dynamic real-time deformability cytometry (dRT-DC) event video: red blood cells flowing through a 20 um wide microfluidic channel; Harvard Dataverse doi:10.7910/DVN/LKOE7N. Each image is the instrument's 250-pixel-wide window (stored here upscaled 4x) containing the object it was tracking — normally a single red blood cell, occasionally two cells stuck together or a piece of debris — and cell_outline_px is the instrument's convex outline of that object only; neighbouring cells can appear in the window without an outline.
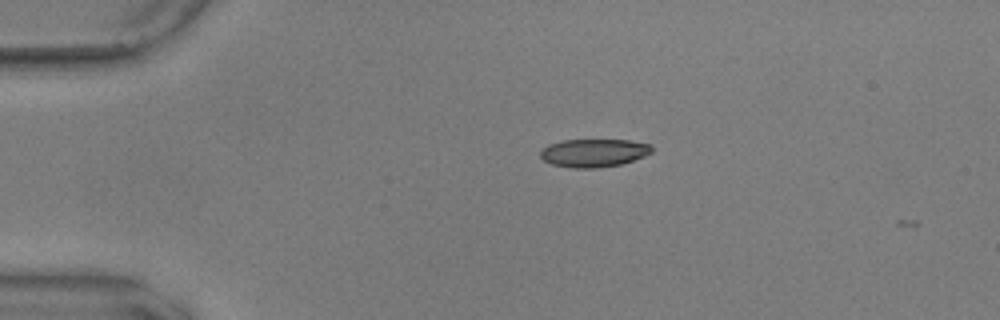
{"species": "common noctule bat (a hibernating species)", "species_latin": "Nyctalus noctula", "temperature_condition": "warm", "stored_images_in_passage": 2, "camera_frame_rate_fps": 3000, "um_per_image_px": 0.085, "animal": {"sex": "male", "body_mass_g": 17.9, "forearm_length_mm": 54.2}, "frame": {"image": 1, "passage_image": 1, "time_ms": 0.0, "image_size_px": [1000, 320], "cell_outline_px": [[652, 152], [644, 156], [620, 164], [596, 168], [572, 168], [552, 164], [544, 160], [540, 156], [540, 152], [548, 144], [564, 140], [628, 140], [652, 144]], "centroid_in_image_um": [50.47, 12.99], "position_along_channel_um": 34.5, "area_um2": 18.15}}